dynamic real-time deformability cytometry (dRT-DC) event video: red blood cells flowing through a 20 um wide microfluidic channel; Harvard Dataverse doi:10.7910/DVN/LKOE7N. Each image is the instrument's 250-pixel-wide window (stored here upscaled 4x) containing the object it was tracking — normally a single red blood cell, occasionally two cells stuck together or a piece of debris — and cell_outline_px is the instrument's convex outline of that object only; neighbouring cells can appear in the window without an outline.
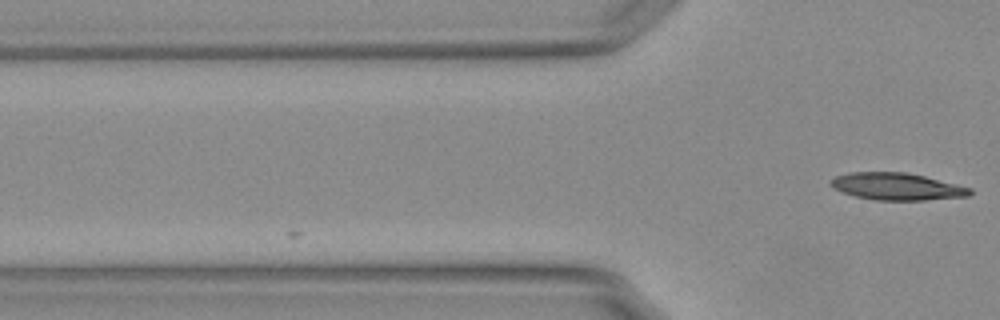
{"species": "Egyptian fruit bat (a non-hibernating species)", "species_latin": "Rousettus aegyptiacus", "temperature_condition": "warm", "stored_images_in_passage": 4, "camera_frame_rate_fps": 3000, "um_per_image_px": 0.085, "animal": {"sex": "female"}, "frame": {"image": 1, "passage_image": 4, "time_ms": 1.0, "image_size_px": [1000, 320], "cell_outline_px": [[972, 192], [968, 196], [924, 200], [876, 200], [856, 196], [844, 192], [828, 184], [828, 180], [836, 176], [848, 172], [904, 172], [924, 176], [972, 188]], "centroid_in_image_um": [76.22, 15.84], "position_along_channel_um": 49.6, "area_um2": 21.85}}